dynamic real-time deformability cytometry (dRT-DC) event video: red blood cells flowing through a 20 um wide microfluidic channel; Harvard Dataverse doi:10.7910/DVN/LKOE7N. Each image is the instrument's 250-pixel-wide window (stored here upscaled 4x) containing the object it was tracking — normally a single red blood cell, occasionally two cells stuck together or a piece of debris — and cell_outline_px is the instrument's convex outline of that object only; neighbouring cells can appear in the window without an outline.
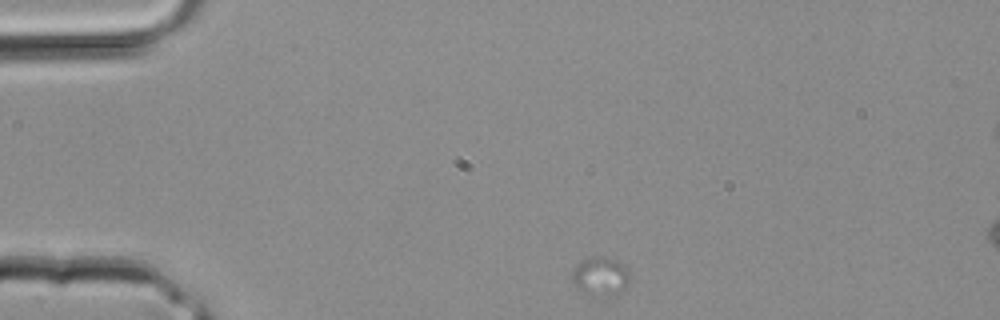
{"species": "common noctule bat (a hibernating species)", "species_latin": "Nyctalus noctula", "temperature_condition": "room temperature", "stored_images_in_passage": 3, "camera_frame_rate_fps": 3000, "um_per_image_px": 0.085, "animal": {"sex": "male", "body_mass_g": 20.4}, "frame": {"image": 1, "passage_image": 1, "time_ms": 0.0, "image_size_px": [1000, 320], "cell_outline_px": [[628, 280], [624, 288], [616, 296], [596, 300], [584, 296], [580, 292], [572, 280], [572, 272], [580, 260], [588, 256], [596, 256], [612, 260], [620, 264], [628, 272]], "centroid_in_image_um": [50.96, 23.6], "position_along_channel_um": 34.0, "area_um2": 13.47}}